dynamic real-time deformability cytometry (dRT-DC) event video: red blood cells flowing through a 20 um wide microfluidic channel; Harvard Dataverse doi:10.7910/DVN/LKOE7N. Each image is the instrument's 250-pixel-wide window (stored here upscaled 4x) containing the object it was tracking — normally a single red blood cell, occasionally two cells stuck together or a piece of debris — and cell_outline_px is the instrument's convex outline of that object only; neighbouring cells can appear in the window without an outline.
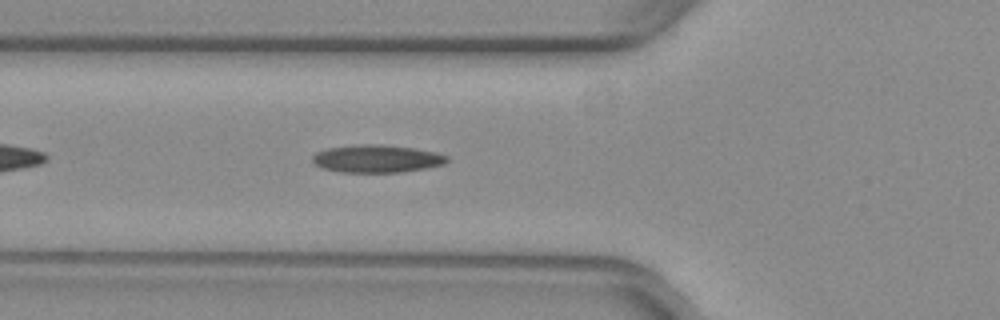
{"species": "common noctule bat (a hibernating species)", "species_latin": "Nyctalus noctula", "temperature_condition": "warm", "stored_images_in_passage": 37, "camera_frame_rate_fps": 3000, "um_per_image_px": 0.085, "animal": {"sex": "female", "body_mass_g": 29.2, "forearm_length_mm": 56.3}, "frame": {"image": 1, "passage_image": 6, "time_ms": 1.667, "image_size_px": [1000, 320], "cell_outline_px": [[448, 160], [444, 164], [428, 168], [404, 172], [340, 172], [324, 168], [316, 164], [312, 160], [312, 156], [316, 152], [328, 148], [360, 144], [380, 144], [412, 148], [436, 152], [448, 156]], "centroid_in_image_um": [32.05, 13.49], "position_along_channel_um": 93.7, "area_um2": 21.68}, "authors_computed_cell_mechanics": {"area_um2": 20.4612, "velocity_mm_per_s": 3.9638, "shape_relaxation_time_tau1_ms": null, "shape_relaxation_time_tau2_ms": 2.1209, "deformation_change_tau1": null, "deformation_change_tau2": 0.1007}}